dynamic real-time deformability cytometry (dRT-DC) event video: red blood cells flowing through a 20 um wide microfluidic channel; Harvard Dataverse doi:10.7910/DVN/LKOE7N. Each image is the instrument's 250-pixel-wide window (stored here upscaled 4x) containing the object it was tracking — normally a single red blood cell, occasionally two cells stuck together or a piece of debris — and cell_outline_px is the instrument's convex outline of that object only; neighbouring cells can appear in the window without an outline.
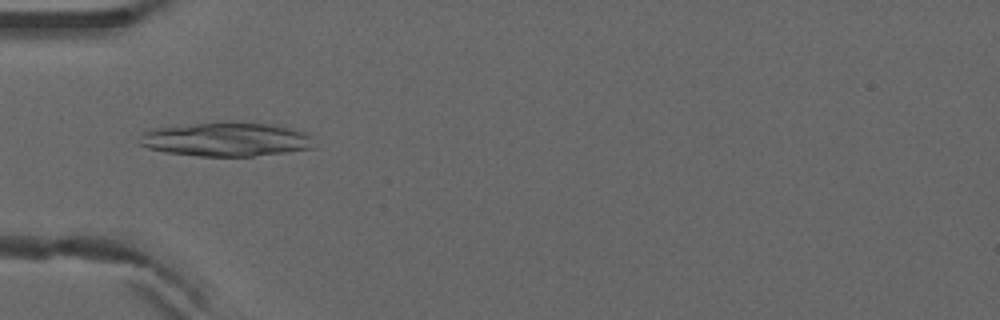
{"species": "common noctule bat (a hibernating species)", "species_latin": "Nyctalus noctula", "temperature_condition": "warm", "stored_images_in_passage": 7, "camera_frame_rate_fps": 3000, "um_per_image_px": 0.085, "animal": {"sex": "male", "forearm_length_mm": 52.5}, "frame": {"image": 1, "passage_image": 5, "time_ms": 1.333, "image_size_px": [1000, 320], "cell_outline_px": [[316, 148], [252, 156], [200, 156], [164, 152], [148, 148], [140, 144], [144, 132], [152, 128], [220, 120], [236, 120], [272, 124], [292, 128], [308, 132]], "centroid_in_image_um": [19.27, 11.81], "position_along_channel_um": 65.7, "area_um2": 35.37}}
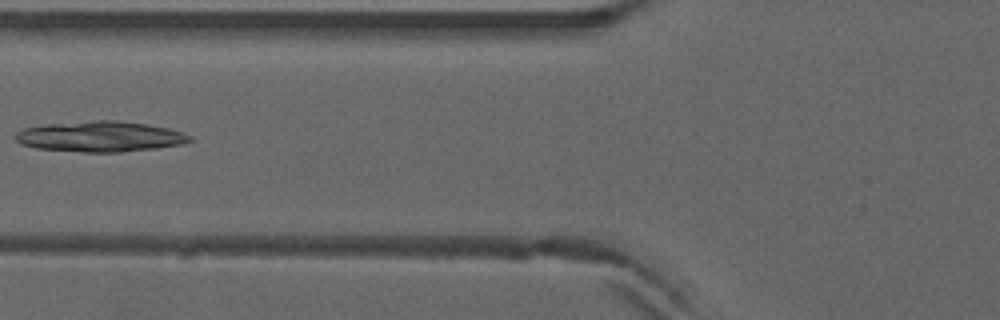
{"frame": {"image": 2, "passage_image": 6, "time_ms": 1.667, "image_size_px": [1000, 320], "cell_outline_px": [[192, 140], [180, 144], [156, 148], [120, 152], [84, 152], [36, 148], [20, 144], [12, 136], [16, 132], [24, 128], [44, 124], [92, 120], [120, 120], [168, 128], [192, 136]], "centroid_in_image_um": [8.45, 11.6], "position_along_channel_um": 117.4, "area_um2": 31.1}}
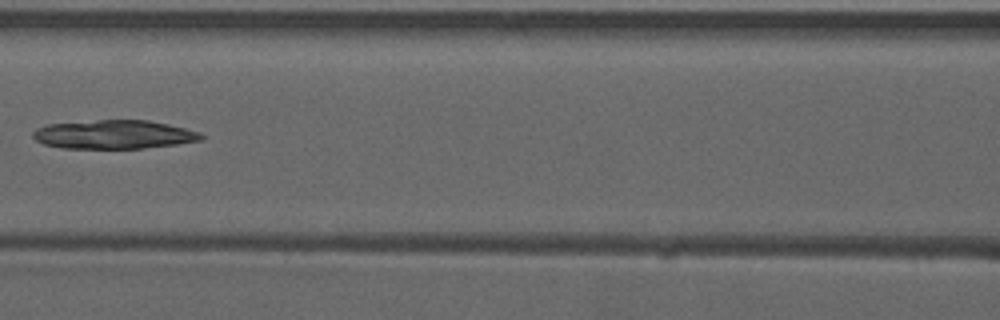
{"frame": {"image": 3, "passage_image": 7, "time_ms": 2.0, "image_size_px": [1000, 320], "cell_outline_px": [[204, 136], [200, 140], [176, 144], [140, 148], [64, 148], [44, 144], [36, 140], [32, 136], [32, 132], [36, 128], [48, 124], [96, 120], [148, 120], [168, 124], [200, 132]], "centroid_in_image_um": [9.66, 11.42], "position_along_channel_um": 156.9, "area_um2": 27.98}}